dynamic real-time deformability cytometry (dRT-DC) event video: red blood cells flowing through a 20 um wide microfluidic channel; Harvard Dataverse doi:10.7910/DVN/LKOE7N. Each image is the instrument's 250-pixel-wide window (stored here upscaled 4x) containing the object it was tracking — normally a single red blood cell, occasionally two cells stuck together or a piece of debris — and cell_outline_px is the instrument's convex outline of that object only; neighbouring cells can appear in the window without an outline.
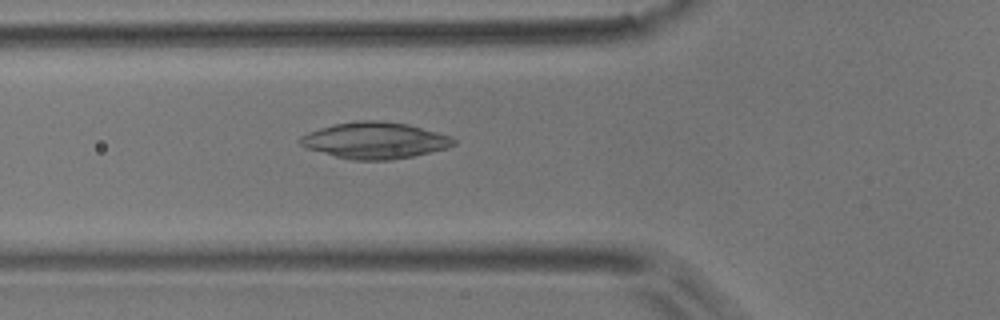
{"species": "common noctule bat (a hibernating species)", "species_latin": "Nyctalus noctula", "temperature_condition": "room temperature", "stored_images_in_passage": 53, "camera_frame_rate_fps": 3000, "um_per_image_px": 0.085, "animal": {"sex": "male", "body_mass_g": 17.9}, "frame": {"image": 1, "passage_image": 19, "time_ms": 6.0, "image_size_px": [1000, 320], "cell_outline_px": [[456, 144], [448, 148], [412, 156], [392, 160], [352, 160], [336, 156], [308, 148], [300, 144], [300, 136], [308, 132], [332, 124], [356, 120], [384, 120], [408, 124], [452, 136], [456, 140]], "centroid_in_image_um": [31.9, 11.92], "position_along_channel_um": 93.9, "area_um2": 32.66}}
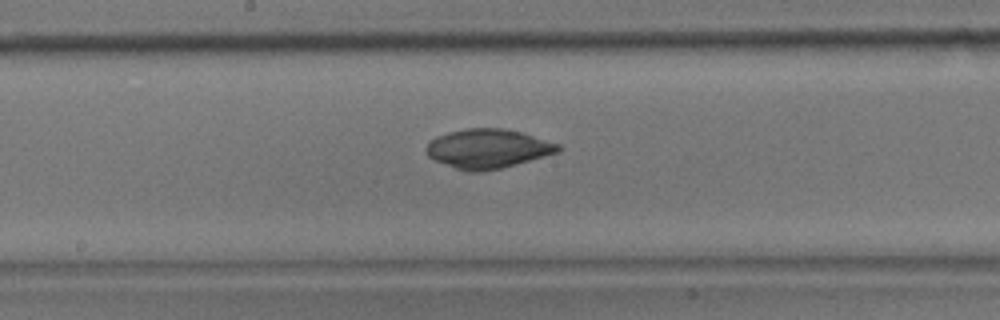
{"frame": {"image": 2, "passage_image": 28, "time_ms": 9.0, "image_size_px": [1000, 320], "cell_outline_px": [[564, 148], [560, 152], [516, 164], [500, 168], [480, 172], [468, 172], [456, 168], [436, 160], [428, 156], [424, 148], [428, 140], [436, 136], [448, 132], [464, 128], [504, 128], [520, 132], [560, 144]], "centroid_in_image_um": [41.46, 12.63], "position_along_channel_um": 206.7, "area_um2": 30.29}}
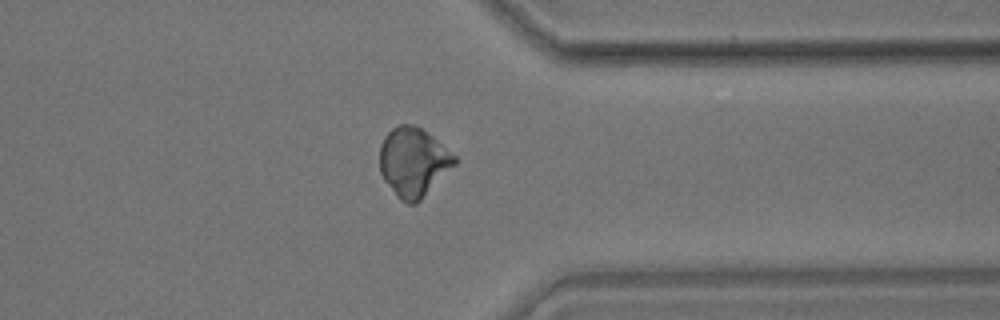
{"frame": {"image": 3, "passage_image": 42, "time_ms": 13.667, "image_size_px": [1000, 320], "cell_outline_px": [[456, 164], [416, 204], [408, 204], [400, 200], [384, 180], [380, 172], [380, 144], [384, 136], [392, 128], [400, 124], [416, 124], [432, 136], [456, 156]], "centroid_in_image_um": [35.12, 13.76], "position_along_channel_um": 376.3, "area_um2": 30.06}, "authors_computed_cell_mechanics": {"area_um2": 29.9982, "velocity_mm_per_s": 3.73, "shape_relaxation_time_tau1_ms": 9.448, "shape_relaxation_time_tau2_ms": 9.5985, "deformation_change_tau1": 0.2052, "deformation_change_tau2": 0.0899}}